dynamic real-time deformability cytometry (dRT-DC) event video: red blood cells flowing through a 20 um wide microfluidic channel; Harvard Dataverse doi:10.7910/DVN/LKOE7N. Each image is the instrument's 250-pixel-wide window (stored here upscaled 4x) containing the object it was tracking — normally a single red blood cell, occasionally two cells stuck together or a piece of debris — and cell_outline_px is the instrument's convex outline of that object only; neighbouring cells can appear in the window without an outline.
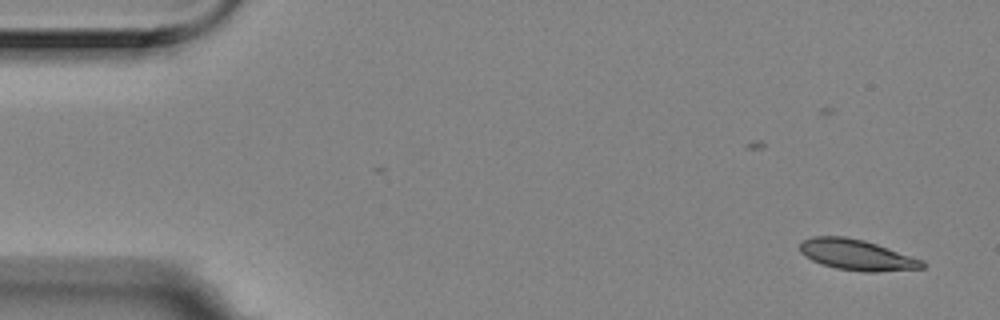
{"species": "Egyptian fruit bat (a non-hibernating species)", "species_latin": "Rousettus aegyptiacus", "temperature_condition": "room temperature", "stored_images_in_passage": 3, "camera_frame_rate_fps": 3000, "um_per_image_px": 0.085, "animal": {"sex": "female"}, "frame": {"image": 1, "passage_image": 3, "time_ms": 0.667, "image_size_px": [1000, 320], "cell_outline_px": [[924, 268], [876, 272], [864, 272], [836, 268], [812, 260], [800, 252], [800, 244], [804, 240], [812, 236], [844, 236], [864, 240], [924, 260]], "centroid_in_image_um": [72.84, 21.66], "position_along_channel_um": 12.2, "area_um2": 21.73}}